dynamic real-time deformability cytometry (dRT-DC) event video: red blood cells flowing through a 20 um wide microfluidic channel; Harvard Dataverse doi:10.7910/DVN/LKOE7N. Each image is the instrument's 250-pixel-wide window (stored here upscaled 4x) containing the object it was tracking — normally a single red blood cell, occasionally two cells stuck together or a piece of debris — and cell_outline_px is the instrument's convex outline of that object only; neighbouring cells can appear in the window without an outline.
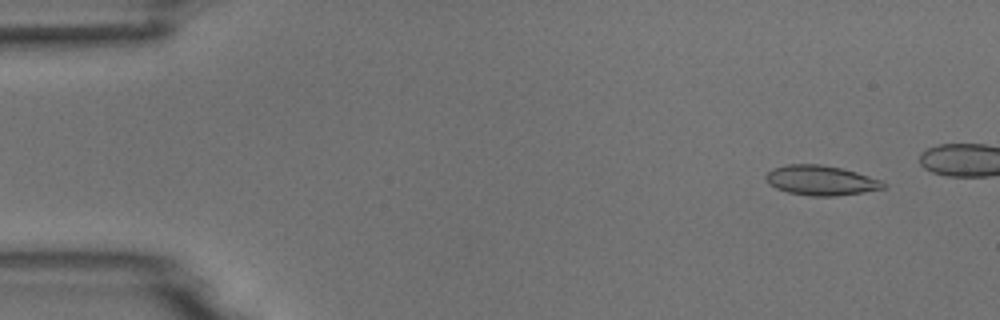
{"species": "common noctule bat (a hibernating species)", "species_latin": "Nyctalus noctula", "temperature_condition": "room temperature", "stored_images_in_passage": 6, "camera_frame_rate_fps": 3000, "um_per_image_px": 0.085, "animal": {"sex": "male", "body_mass_g": 18.8}, "frame": {"image": 1, "passage_image": 2, "time_ms": 1.0, "image_size_px": [1000, 320], "cell_outline_px": [[888, 184], [884, 188], [864, 192], [836, 196], [812, 196], [788, 192], [776, 188], [764, 176], [772, 168], [788, 164], [820, 164], [840, 168], [856, 172], [880, 180]], "centroid_in_image_um": [69.79, 15.33], "position_along_channel_um": 15.2, "area_um2": 20.23}}